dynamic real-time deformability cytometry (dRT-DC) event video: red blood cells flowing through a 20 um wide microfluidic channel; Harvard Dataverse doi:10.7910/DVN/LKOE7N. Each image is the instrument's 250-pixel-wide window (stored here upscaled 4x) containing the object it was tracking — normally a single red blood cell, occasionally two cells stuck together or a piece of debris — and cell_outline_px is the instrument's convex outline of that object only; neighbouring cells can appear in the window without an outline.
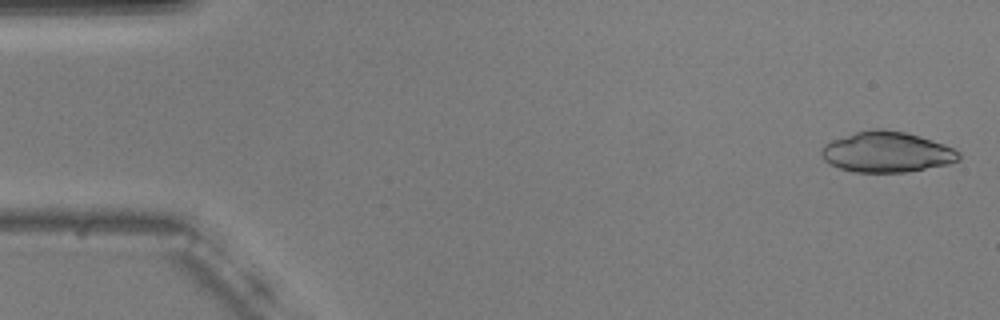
{"species": "common noctule bat (a hibernating species)", "species_latin": "Nyctalus noctula", "temperature_condition": "warm", "stored_images_in_passage": 54, "camera_frame_rate_fps": 3000, "um_per_image_px": 0.085, "animal": {"sex": "male", "body_mass_g": 20.5, "forearm_length_mm": 52.5}, "frame": {"image": 1, "passage_image": 2, "time_ms": 0.333, "image_size_px": [1000, 320], "cell_outline_px": [[960, 160], [948, 164], [908, 172], [856, 172], [840, 168], [828, 164], [824, 160], [820, 152], [820, 148], [824, 144], [832, 140], [856, 132], [872, 128], [880, 128], [904, 132], [920, 136], [944, 144], [960, 152]], "centroid_in_image_um": [75.36, 12.92], "position_along_channel_um": 9.6, "area_um2": 32.6}}